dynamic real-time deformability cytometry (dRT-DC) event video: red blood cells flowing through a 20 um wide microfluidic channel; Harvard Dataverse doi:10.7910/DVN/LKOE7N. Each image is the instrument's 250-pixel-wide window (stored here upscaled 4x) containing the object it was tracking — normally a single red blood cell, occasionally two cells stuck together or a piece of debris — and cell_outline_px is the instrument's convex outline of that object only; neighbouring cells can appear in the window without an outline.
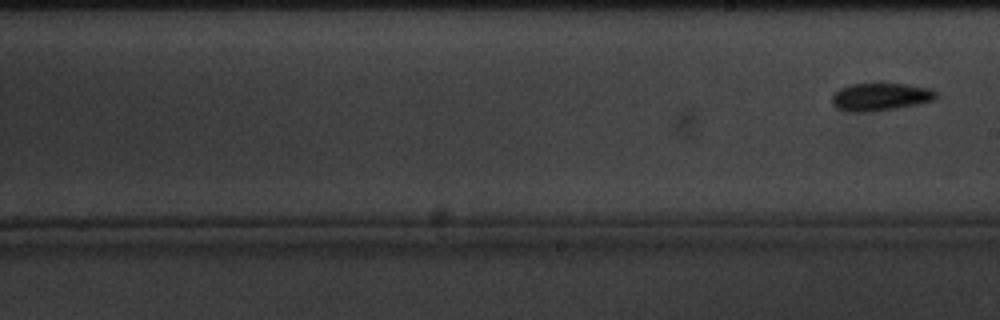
{"species": "common noctule bat (a hibernating species)", "species_latin": "Nyctalus noctula", "temperature_condition": "cold", "stored_images_in_passage": 10, "camera_frame_rate_fps": 3000, "um_per_image_px": 0.085, "animal": {"sex": "male", "body_mass_g": 20.1, "forearm_length_mm": 53.5}, "frame": {"image": 1, "passage_image": 10, "time_ms": 11.333, "image_size_px": [1000, 320], "cell_outline_px": [[936, 100], [896, 108], [868, 112], [848, 112], [836, 108], [832, 104], [832, 96], [840, 88], [848, 84], [904, 84], [928, 88], [936, 92]], "centroid_in_image_um": [74.79, 8.24], "position_along_channel_um": 214.2, "area_um2": 16.7}}